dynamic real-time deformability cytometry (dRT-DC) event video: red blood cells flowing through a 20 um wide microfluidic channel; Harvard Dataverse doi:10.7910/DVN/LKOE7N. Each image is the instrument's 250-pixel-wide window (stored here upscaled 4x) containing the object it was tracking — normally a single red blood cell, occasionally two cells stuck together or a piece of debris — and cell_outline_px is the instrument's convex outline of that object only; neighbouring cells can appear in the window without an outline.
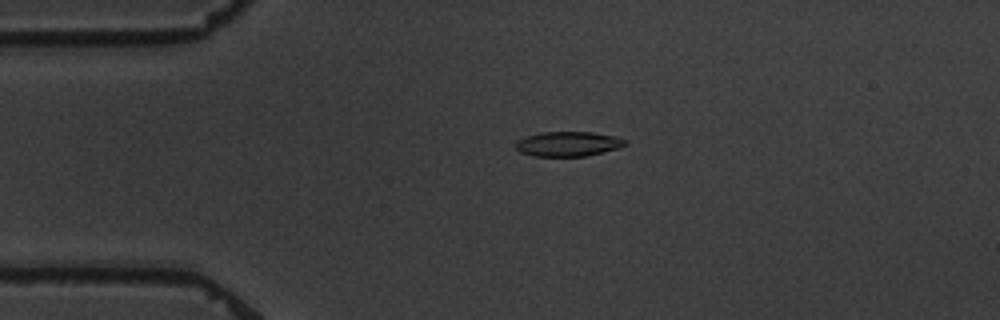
{"species": "common noctule bat (a hibernating species)", "species_latin": "Nyctalus noctula", "temperature_condition": "warm", "stored_images_in_passage": 6, "camera_frame_rate_fps": 3000, "um_per_image_px": 0.085, "animal": {"sex": "male", "body_mass_g": 19.5, "forearm_length_mm": 54.6}, "frame": {"image": 1, "passage_image": 4, "time_ms": 3.333, "image_size_px": [1000, 320], "cell_outline_px": [[628, 144], [616, 148], [584, 156], [532, 156], [520, 152], [516, 148], [516, 140], [540, 132], [592, 132], [616, 136], [628, 140]], "centroid_in_image_um": [48.28, 12.22], "position_along_channel_um": 36.7, "area_um2": 15.72}}